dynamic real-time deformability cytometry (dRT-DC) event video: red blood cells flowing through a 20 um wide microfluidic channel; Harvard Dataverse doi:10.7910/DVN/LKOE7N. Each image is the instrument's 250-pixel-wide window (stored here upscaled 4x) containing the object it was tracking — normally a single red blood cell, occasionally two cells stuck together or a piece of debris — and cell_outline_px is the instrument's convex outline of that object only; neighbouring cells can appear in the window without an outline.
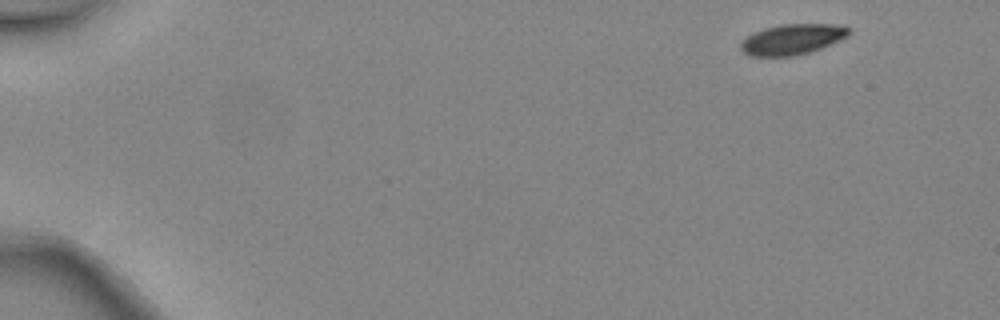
{"species": "common noctule bat (a hibernating species)", "species_latin": "Nyctalus noctula", "temperature_condition": "warm", "stored_images_in_passage": 4, "camera_frame_rate_fps": 3000, "um_per_image_px": 0.085, "animal": {"sex": "female", "body_mass_g": 24.6, "forearm_length_mm": 56.2}, "frame": {"image": 1, "passage_image": 1, "time_ms": 0.0, "image_size_px": [1000, 320], "cell_outline_px": [[852, 32], [848, 36], [840, 40], [820, 48], [808, 52], [792, 56], [752, 56], [744, 52], [740, 48], [740, 44], [748, 36], [764, 28], [780, 24], [832, 24], [852, 28]], "centroid_in_image_um": [67.38, 3.33], "position_along_channel_um": 17.6, "area_um2": 19.07}}